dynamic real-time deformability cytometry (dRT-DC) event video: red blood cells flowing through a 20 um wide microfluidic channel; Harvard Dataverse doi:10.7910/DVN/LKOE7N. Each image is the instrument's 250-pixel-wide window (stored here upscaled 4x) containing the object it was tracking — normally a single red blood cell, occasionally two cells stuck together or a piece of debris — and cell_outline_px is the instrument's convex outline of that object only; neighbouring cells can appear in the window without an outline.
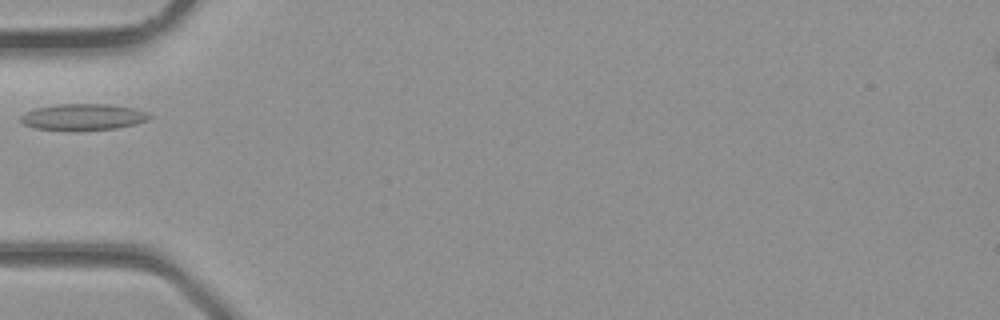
{"species": "common noctule bat (a hibernating species)", "species_latin": "Nyctalus noctula", "temperature_condition": "room temperature", "stored_images_in_passage": 3, "camera_frame_rate_fps": 3000, "um_per_image_px": 0.085, "animal": {"sex": "male", "body_mass_g": 23.1, "forearm_length_mm": 52.7}, "frame": {"image": 1, "passage_image": 3, "time_ms": 0.667, "image_size_px": [1000, 320], "cell_outline_px": [[152, 116], [148, 120], [136, 124], [116, 128], [76, 132], [72, 132], [36, 128], [24, 124], [20, 120], [20, 116], [36, 108], [56, 104], [108, 104], [136, 108], [148, 112]], "centroid_in_image_um": [7.1, 9.96], "position_along_channel_um": 77.9, "area_um2": 20.23}}